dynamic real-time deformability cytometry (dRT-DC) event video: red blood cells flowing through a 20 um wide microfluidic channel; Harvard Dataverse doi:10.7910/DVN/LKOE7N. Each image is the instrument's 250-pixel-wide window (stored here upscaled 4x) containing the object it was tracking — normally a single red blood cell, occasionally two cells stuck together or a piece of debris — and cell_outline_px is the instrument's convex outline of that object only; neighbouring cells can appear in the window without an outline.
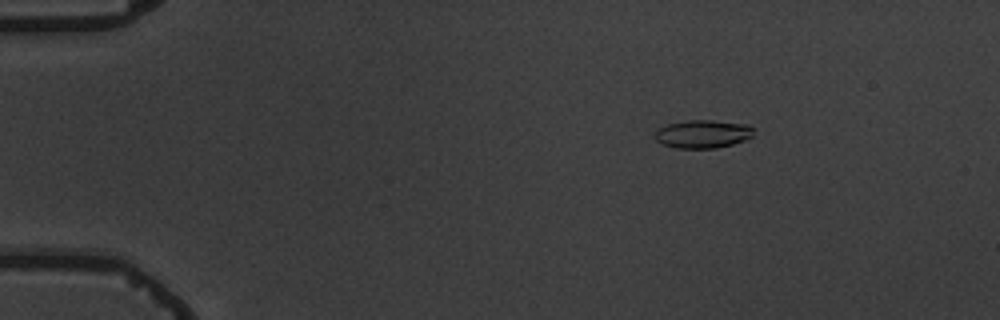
{"species": "common noctule bat (a hibernating species)", "species_latin": "Nyctalus noctula", "temperature_condition": "warm", "stored_images_in_passage": 5, "camera_frame_rate_fps": 3000, "um_per_image_px": 0.085, "animal": {"sex": "male", "body_mass_g": 19.5, "forearm_length_mm": 54.6}, "frame": {"image": 1, "passage_image": 1, "time_ms": 0.0, "image_size_px": [1000, 320], "cell_outline_px": [[752, 136], [744, 140], [732, 144], [716, 148], [676, 148], [664, 144], [656, 140], [656, 132], [660, 128], [668, 124], [688, 120], [712, 120], [748, 124], [752, 128]], "centroid_in_image_um": [59.75, 11.38], "position_along_channel_um": 25.2, "area_um2": 15.95}}
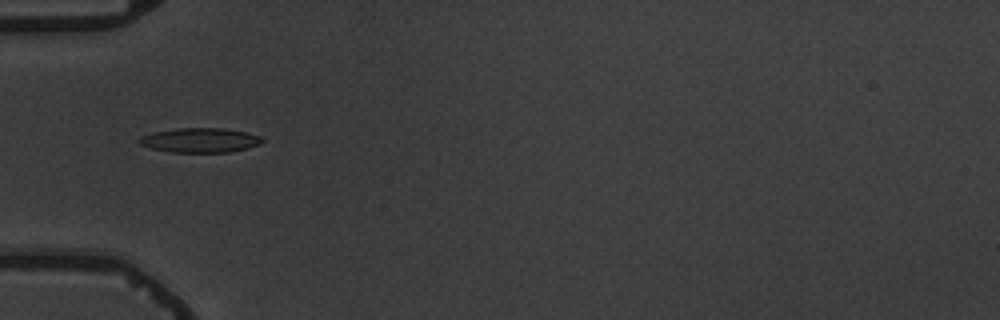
{"frame": {"image": 2, "passage_image": 4, "time_ms": 3.333, "image_size_px": [1000, 320], "cell_outline_px": [[264, 140], [260, 144], [248, 148], [228, 152], [172, 152], [152, 148], [140, 144], [136, 140], [140, 136], [152, 132], [180, 128], [224, 128], [244, 132], [260, 136]], "centroid_in_image_um": [16.98, 11.91], "position_along_channel_um": 68.0, "area_um2": 17.51}}
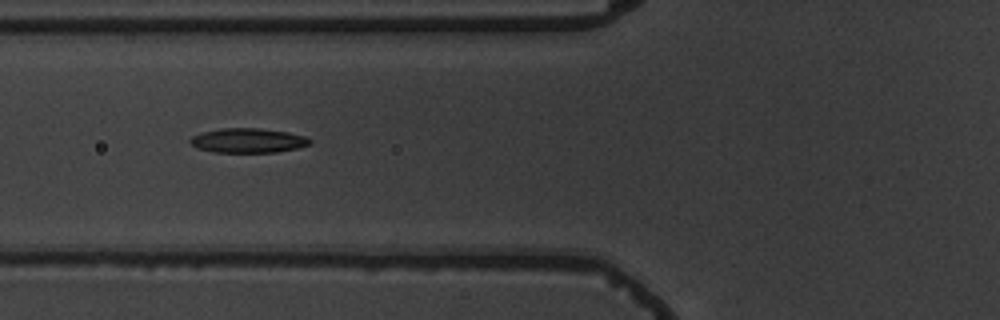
{"frame": {"image": 3, "passage_image": 5, "time_ms": 4.333, "image_size_px": [1000, 320], "cell_outline_px": [[312, 144], [296, 148], [276, 152], [212, 152], [196, 148], [188, 140], [192, 136], [204, 132], [220, 128], [260, 128], [288, 132], [304, 136], [312, 140]], "centroid_in_image_um": [21.08, 11.94], "position_along_channel_um": 104.7, "area_um2": 17.11}}